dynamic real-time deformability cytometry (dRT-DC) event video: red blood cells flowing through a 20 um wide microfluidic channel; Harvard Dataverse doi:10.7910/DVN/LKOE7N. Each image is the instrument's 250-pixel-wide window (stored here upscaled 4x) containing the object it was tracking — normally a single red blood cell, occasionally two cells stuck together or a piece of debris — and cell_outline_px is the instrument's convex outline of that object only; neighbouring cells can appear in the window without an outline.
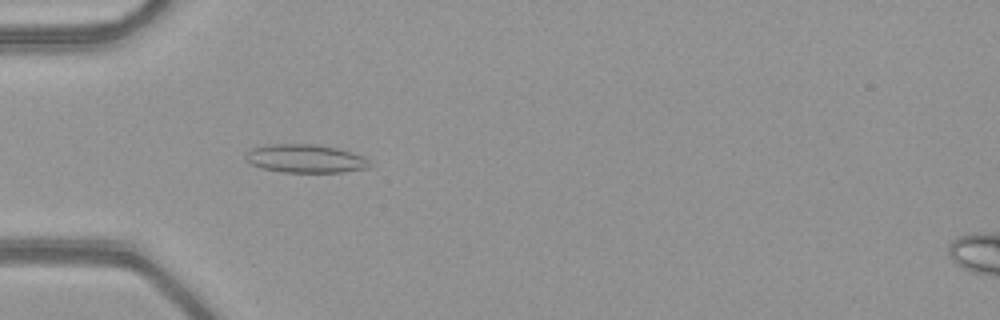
{"species": "common noctule bat (a hibernating species)", "species_latin": "Nyctalus noctula", "temperature_condition": "warm", "stored_images_in_passage": 38, "camera_frame_rate_fps": 3000, "um_per_image_px": 0.085, "animal": {"sex": "female", "body_mass_g": 21.9}, "frame": {"image": 1, "passage_image": 10, "time_ms": 3.0, "image_size_px": [1000, 320], "cell_outline_px": [[372, 168], [340, 172], [284, 172], [264, 168], [248, 164], [244, 160], [248, 152], [252, 148], [264, 144], [316, 144], [336, 148], [364, 156], [372, 164]], "centroid_in_image_um": [25.96, 13.48], "position_along_channel_um": 59.0, "area_um2": 20.63}}
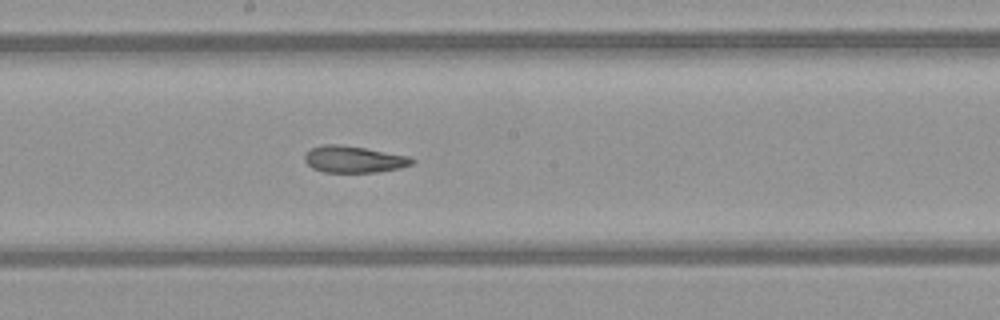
{"frame": {"image": 2, "passage_image": 22, "time_ms": 7.0, "image_size_px": [1000, 320], "cell_outline_px": [[416, 160], [412, 164], [400, 168], [376, 172], [324, 172], [312, 168], [304, 160], [304, 156], [312, 148], [320, 144], [340, 144], [412, 156]], "centroid_in_image_um": [30.1, 13.53], "position_along_channel_um": 218.1, "area_um2": 16.76}}
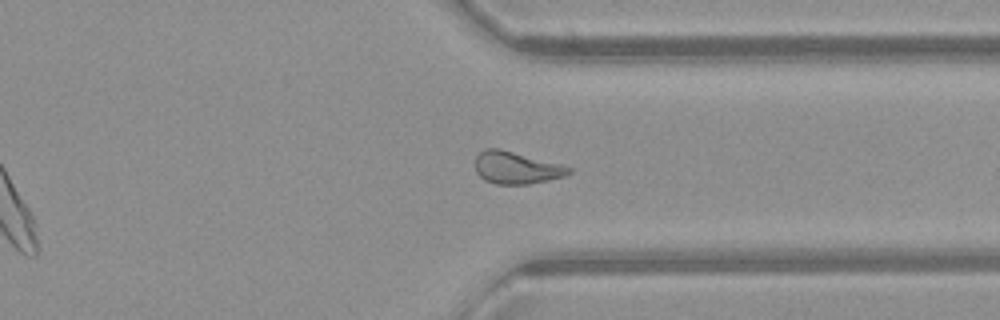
{"frame": {"image": 3, "passage_image": 33, "time_ms": 10.667, "image_size_px": [1000, 320], "cell_outline_px": [[572, 172], [564, 176], [548, 180], [528, 184], [496, 184], [484, 180], [476, 172], [476, 156], [484, 148], [500, 148], [564, 164], [572, 168]], "centroid_in_image_um": [43.91, 14.24], "position_along_channel_um": 367.5, "area_um2": 17.8}, "authors_computed_cell_mechanics": {"area_um2": 17.6001, "velocity_mm_per_s": 4.0882, "shape_relaxation_time_tau1_ms": null, "shape_relaxation_time_tau2_ms": 1.9671, "deformation_change_tau1": null, "deformation_change_tau2": 0.098}}